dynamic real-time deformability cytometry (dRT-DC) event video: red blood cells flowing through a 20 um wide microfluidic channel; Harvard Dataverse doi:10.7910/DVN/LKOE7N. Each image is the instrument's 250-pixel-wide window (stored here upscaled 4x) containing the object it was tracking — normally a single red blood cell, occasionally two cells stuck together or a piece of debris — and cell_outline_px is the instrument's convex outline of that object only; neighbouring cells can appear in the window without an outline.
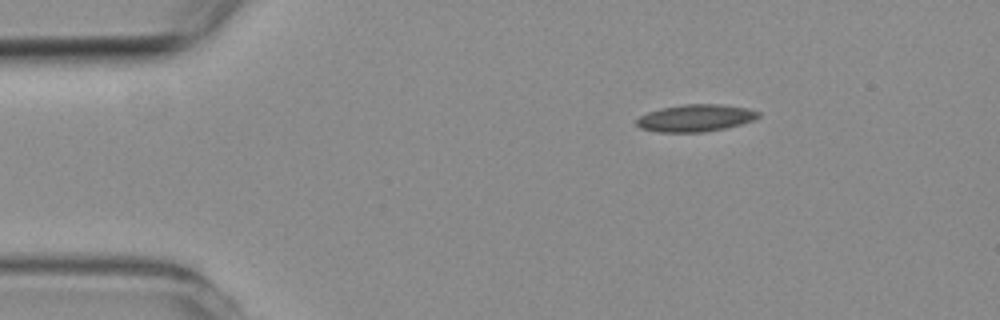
{"species": "common noctule bat (a hibernating species)", "species_latin": "Nyctalus noctula", "temperature_condition": "room temperature", "stored_images_in_passage": 2, "camera_frame_rate_fps": 3000, "um_per_image_px": 0.085, "animal": {"sex": "female", "body_mass_g": 19.3, "forearm_length_mm": 54.1}, "frame": {"image": 1, "passage_image": 1, "time_ms": 0.0, "image_size_px": [1000, 320], "cell_outline_px": [[760, 116], [752, 120], [740, 124], [724, 128], [704, 132], [660, 132], [640, 128], [636, 124], [636, 120], [640, 116], [648, 112], [660, 108], [684, 104], [720, 104], [748, 108], [760, 112]], "centroid_in_image_um": [59.11, 10.02], "position_along_channel_um": 25.9, "area_um2": 19.19}}